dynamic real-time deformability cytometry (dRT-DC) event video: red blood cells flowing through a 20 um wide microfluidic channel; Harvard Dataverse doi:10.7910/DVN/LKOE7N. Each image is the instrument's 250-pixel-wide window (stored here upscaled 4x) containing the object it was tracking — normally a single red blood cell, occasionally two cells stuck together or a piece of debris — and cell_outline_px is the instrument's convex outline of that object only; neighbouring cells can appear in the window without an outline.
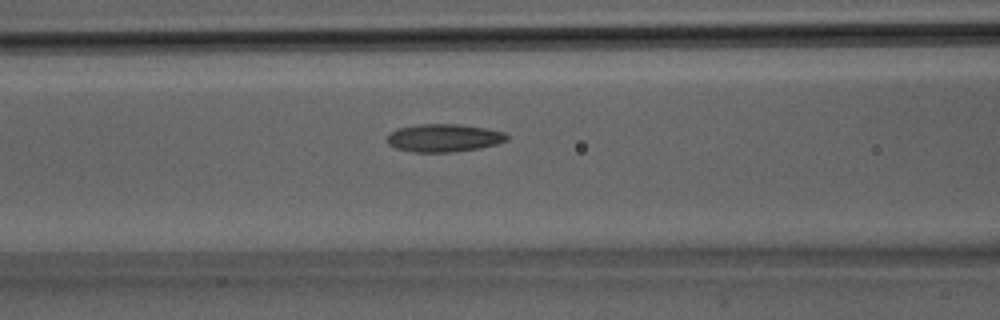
{"species": "Egyptian fruit bat (a non-hibernating species)", "species_latin": "Rousettus aegyptiacus", "temperature_condition": "room temperature", "stored_images_in_passage": 33, "camera_frame_rate_fps": 3000, "um_per_image_px": 0.085, "animal": {"sex": "male"}, "frame": {"image": 1, "passage_image": 14, "time_ms": 4.333, "image_size_px": [1000, 320], "cell_outline_px": [[508, 140], [496, 144], [480, 148], [452, 152], [412, 152], [396, 148], [388, 144], [388, 136], [396, 128], [420, 124], [456, 124], [484, 128], [504, 132], [508, 136]], "centroid_in_image_um": [37.72, 11.73], "position_along_channel_um": 128.9, "area_um2": 19.36}}
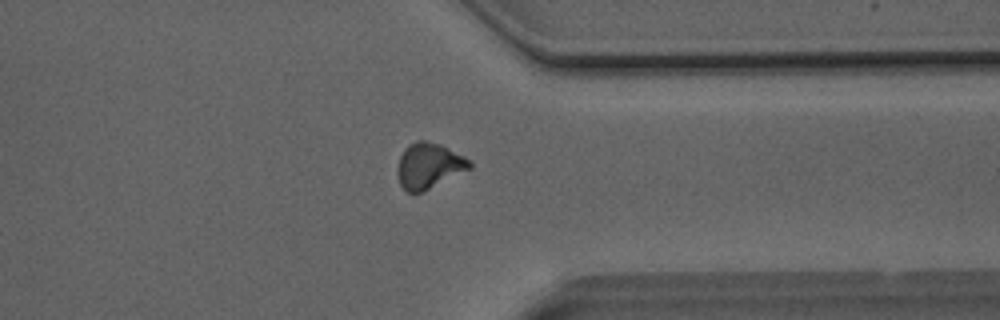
{"frame": {"image": 2, "passage_image": 26, "time_ms": 8.333, "image_size_px": [1000, 320], "cell_outline_px": [[472, 168], [412, 196], [400, 184], [396, 172], [396, 168], [400, 156], [404, 148], [408, 144], [416, 140], [424, 140], [440, 144], [464, 156], [472, 164]], "centroid_in_image_um": [36.41, 14.08], "position_along_channel_um": 375.0, "area_um2": 19.25}}
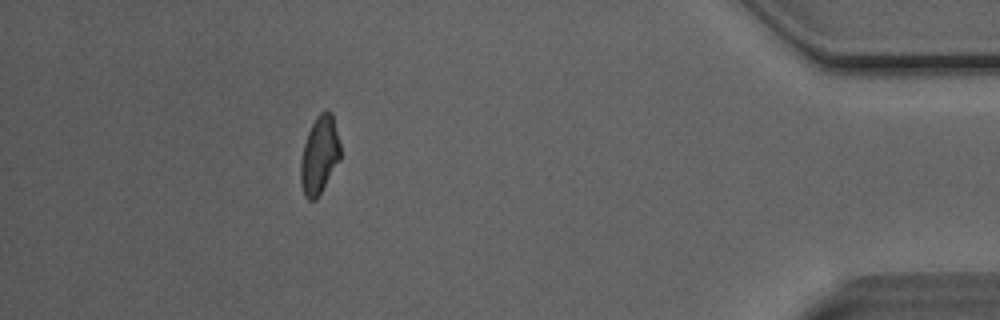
{"frame": {"image": 3, "passage_image": 30, "time_ms": 9.667, "image_size_px": [1000, 320], "cell_outline_px": [[340, 160], [316, 200], [308, 200], [304, 196], [300, 184], [300, 160], [304, 144], [308, 132], [316, 116], [320, 112], [332, 112], [340, 144]], "centroid_in_image_um": [27.14, 13.21], "position_along_channel_um": 408.1, "area_um2": 18.03}}